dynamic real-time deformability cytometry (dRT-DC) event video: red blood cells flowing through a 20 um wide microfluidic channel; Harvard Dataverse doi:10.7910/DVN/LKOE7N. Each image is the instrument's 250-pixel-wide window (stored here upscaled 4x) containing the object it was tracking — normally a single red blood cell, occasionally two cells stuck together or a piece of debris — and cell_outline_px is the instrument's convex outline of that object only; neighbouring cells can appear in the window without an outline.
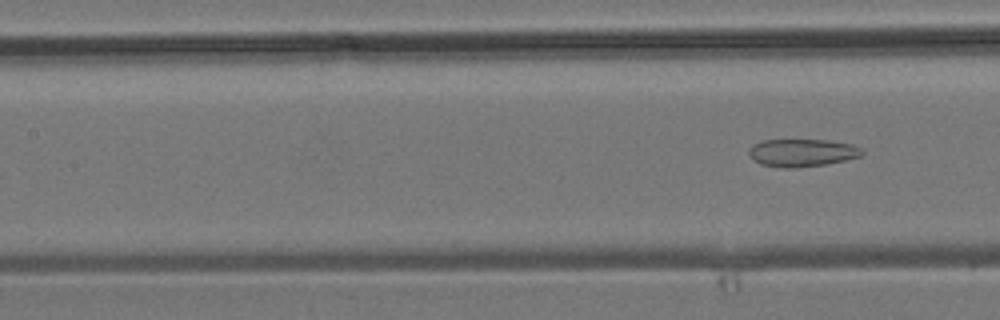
{"species": "common noctule bat (a hibernating species)", "species_latin": "Nyctalus noctula", "temperature_condition": "room temperature", "stored_images_in_passage": 6, "camera_frame_rate_fps": 3000, "um_per_image_px": 0.085, "animal": {"sex": "male", "body_mass_g": 19.2, "forearm_length_mm": 51.8}, "frame": {"image": 1, "passage_image": 6, "time_ms": 6.667, "image_size_px": [1000, 320], "cell_outline_px": [[864, 152], [860, 156], [828, 164], [796, 168], [784, 168], [760, 164], [752, 160], [748, 156], [748, 152], [752, 144], [760, 140], [828, 140], [852, 144], [860, 148]], "centroid_in_image_um": [68.12, 12.98], "position_along_channel_um": 139.3, "area_um2": 18.44}}